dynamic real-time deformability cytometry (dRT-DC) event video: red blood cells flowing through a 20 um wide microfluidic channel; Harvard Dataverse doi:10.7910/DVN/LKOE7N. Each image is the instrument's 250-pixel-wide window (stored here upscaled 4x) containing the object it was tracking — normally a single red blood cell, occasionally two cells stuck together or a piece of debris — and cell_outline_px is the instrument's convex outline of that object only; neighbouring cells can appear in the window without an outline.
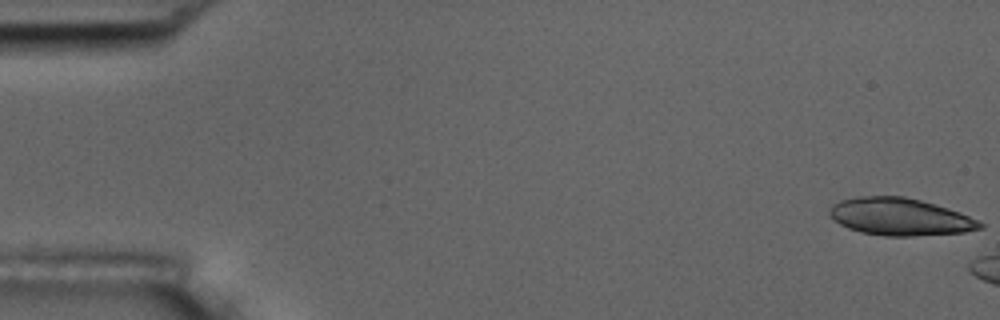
{"species": "common noctule bat (a hibernating species)", "species_latin": "Nyctalus noctula", "temperature_condition": "room temperature", "stored_images_in_passage": 5, "camera_frame_rate_fps": 3000, "um_per_image_px": 0.085, "animal": {"sex": "male", "body_mass_g": 17.5, "forearm_length_mm": 52.3}, "frame": {"image": 1, "passage_image": 1, "time_ms": 0.0, "image_size_px": [1000, 320], "cell_outline_px": [[984, 228], [964, 232], [912, 236], [884, 236], [860, 232], [848, 228], [840, 224], [828, 212], [832, 204], [840, 200], [860, 196], [904, 196], [920, 200], [948, 208], [960, 212], [984, 224]], "centroid_in_image_um": [76.49, 18.43], "position_along_channel_um": 8.5, "area_um2": 32.6}}